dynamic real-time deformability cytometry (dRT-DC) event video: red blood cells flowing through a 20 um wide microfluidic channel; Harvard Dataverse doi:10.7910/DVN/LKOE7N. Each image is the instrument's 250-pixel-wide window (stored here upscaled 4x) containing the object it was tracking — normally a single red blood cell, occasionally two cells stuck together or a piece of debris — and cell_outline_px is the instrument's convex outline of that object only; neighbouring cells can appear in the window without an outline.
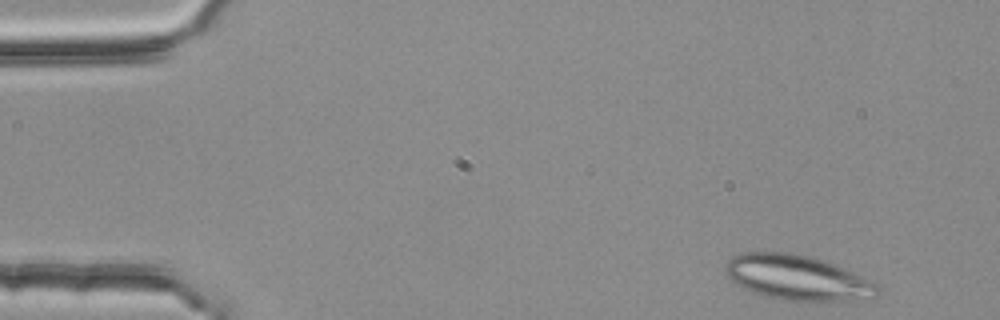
{"species": "common noctule bat (a hibernating species)", "species_latin": "Nyctalus noctula", "temperature_condition": "room temperature", "stored_images_in_passage": 4, "camera_frame_rate_fps": 3000, "um_per_image_px": 0.085, "animal": {"sex": "female", "body_mass_g": 25.1}, "frame": {"image": 1, "passage_image": 1, "time_ms": 0.0, "image_size_px": [1000, 320], "cell_outline_px": [[880, 296], [876, 300], [784, 300], [764, 296], [752, 292], [736, 284], [728, 276], [724, 268], [724, 264], [732, 256], [744, 252], [792, 252], [812, 256], [836, 264], [876, 284], [880, 288]], "centroid_in_image_um": [67.8, 23.6], "position_along_channel_um": 17.2, "area_um2": 40.23}}